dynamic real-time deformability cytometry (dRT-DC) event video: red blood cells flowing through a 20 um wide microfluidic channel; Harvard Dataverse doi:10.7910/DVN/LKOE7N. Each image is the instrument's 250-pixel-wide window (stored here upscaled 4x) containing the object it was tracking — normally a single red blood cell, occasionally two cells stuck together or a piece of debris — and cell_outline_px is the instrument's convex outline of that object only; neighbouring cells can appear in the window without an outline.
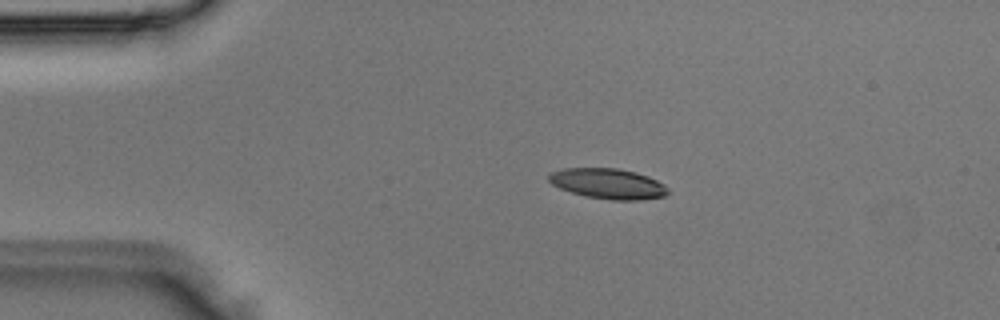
{"species": "Egyptian fruit bat (a non-hibernating species)", "species_latin": "Rousettus aegyptiacus", "temperature_condition": "room temperature", "stored_images_in_passage": 4, "camera_frame_rate_fps": 3000, "um_per_image_px": 0.085, "animal": {"sex": "male"}, "frame": {"image": 1, "passage_image": 3, "time_ms": 0.667, "image_size_px": [1000, 320], "cell_outline_px": [[668, 192], [664, 196], [640, 200], [612, 200], [584, 196], [560, 188], [552, 184], [548, 180], [548, 176], [552, 172], [564, 168], [616, 168], [636, 172], [648, 176], [664, 184], [668, 188]], "centroid_in_image_um": [51.68, 15.61], "position_along_channel_um": 33.3, "area_um2": 21.04}}